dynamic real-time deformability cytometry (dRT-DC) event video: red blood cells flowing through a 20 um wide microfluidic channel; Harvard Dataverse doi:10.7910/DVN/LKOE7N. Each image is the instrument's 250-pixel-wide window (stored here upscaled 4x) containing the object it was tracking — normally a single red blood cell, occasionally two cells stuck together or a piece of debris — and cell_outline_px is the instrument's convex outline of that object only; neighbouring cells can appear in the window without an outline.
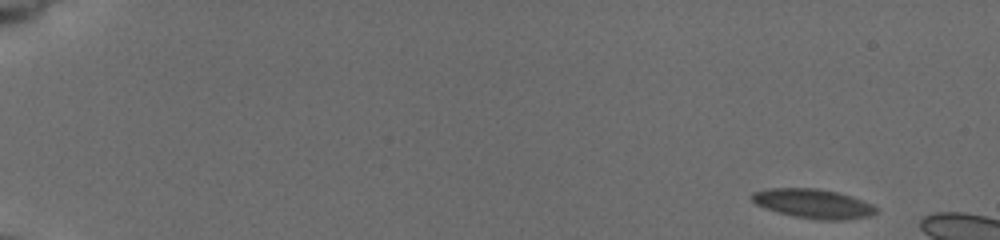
{"species": "common noctule bat (a hibernating species)", "species_latin": "Nyctalus noctula", "temperature_condition": "cold", "stored_images_in_passage": 8, "camera_frame_rate_fps": 3000, "um_per_image_px": 0.085, "animal": {"sex": "female", "body_mass_g": 19.5, "forearm_length_mm": 54.1}, "frame": {"image": 1, "passage_image": 1, "time_ms": 0.0, "image_size_px": [1000, 240], "cell_outline_px": [[880, 208], [876, 212], [868, 216], [844, 220], [820, 220], [796, 216], [776, 212], [764, 208], [756, 204], [748, 196], [752, 192], [772, 188], [816, 188], [836, 192], [852, 196], [872, 204]], "centroid_in_image_um": [69.11, 17.31], "position_along_channel_um": 15.9, "area_um2": 21.27}}